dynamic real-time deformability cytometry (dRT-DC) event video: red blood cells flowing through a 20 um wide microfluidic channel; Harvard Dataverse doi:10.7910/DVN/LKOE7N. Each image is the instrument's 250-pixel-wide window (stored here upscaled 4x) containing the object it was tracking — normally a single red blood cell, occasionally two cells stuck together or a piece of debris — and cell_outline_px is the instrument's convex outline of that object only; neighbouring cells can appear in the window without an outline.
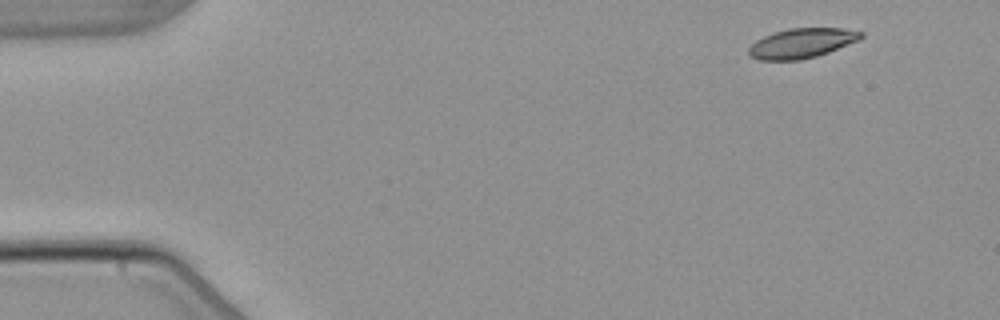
{"species": "common noctule bat (a hibernating species)", "species_latin": "Nyctalus noctula", "temperature_condition": "warm", "stored_images_in_passage": 3, "camera_frame_rate_fps": 3000, "um_per_image_px": 0.085, "animal": {"sex": "male", "body_mass_g": 21.5, "forearm_length_mm": 52.0}, "frame": {"image": 1, "passage_image": 1, "time_ms": 0.0, "image_size_px": [1000, 320], "cell_outline_px": [[864, 36], [860, 40], [828, 52], [816, 56], [800, 60], [756, 60], [748, 56], [748, 48], [756, 40], [764, 36], [788, 28], [840, 28], [864, 32]], "centroid_in_image_um": [68.14, 3.68], "position_along_channel_um": 16.9, "area_um2": 19.54}}